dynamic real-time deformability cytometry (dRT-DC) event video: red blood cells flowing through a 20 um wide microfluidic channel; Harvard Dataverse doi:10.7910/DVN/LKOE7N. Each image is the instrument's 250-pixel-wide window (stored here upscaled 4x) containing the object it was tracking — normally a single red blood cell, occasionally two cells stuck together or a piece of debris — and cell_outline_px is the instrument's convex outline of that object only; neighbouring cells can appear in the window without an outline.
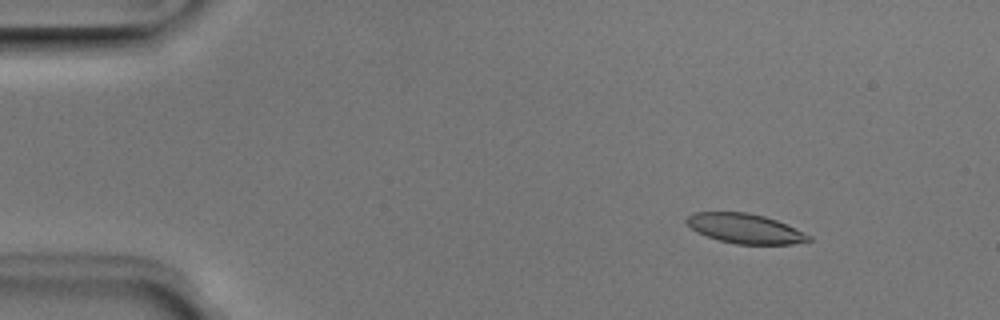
{"species": "Egyptian fruit bat (a non-hibernating species)", "species_latin": "Rousettus aegyptiacus", "temperature_condition": "room temperature", "stored_images_in_passage": 52, "camera_frame_rate_fps": 3000, "um_per_image_px": 0.085, "animal": {"sex": "male"}, "frame": {"image": 1, "passage_image": 7, "time_ms": 2.0, "image_size_px": [1000, 320], "cell_outline_px": [[812, 240], [792, 244], [736, 244], [720, 240], [696, 232], [684, 220], [692, 212], [748, 212], [764, 216], [776, 220], [812, 236]], "centroid_in_image_um": [63.31, 19.42], "position_along_channel_um": 21.7, "area_um2": 20.98}}
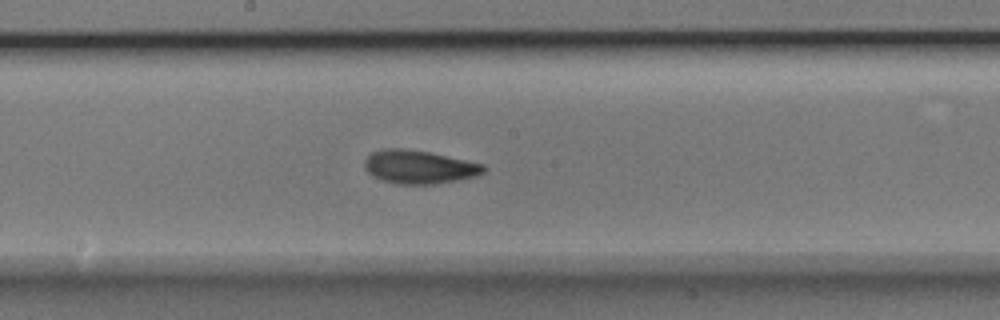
{"frame": {"image": 2, "passage_image": 28, "time_ms": 9.0, "image_size_px": [1000, 320], "cell_outline_px": [[488, 168], [484, 172], [476, 176], [456, 180], [432, 184], [396, 184], [384, 180], [368, 172], [364, 168], [364, 160], [372, 152], [384, 148], [404, 148], [428, 152], [484, 164]], "centroid_in_image_um": [35.63, 14.18], "position_along_channel_um": 212.6, "area_um2": 23.0}}
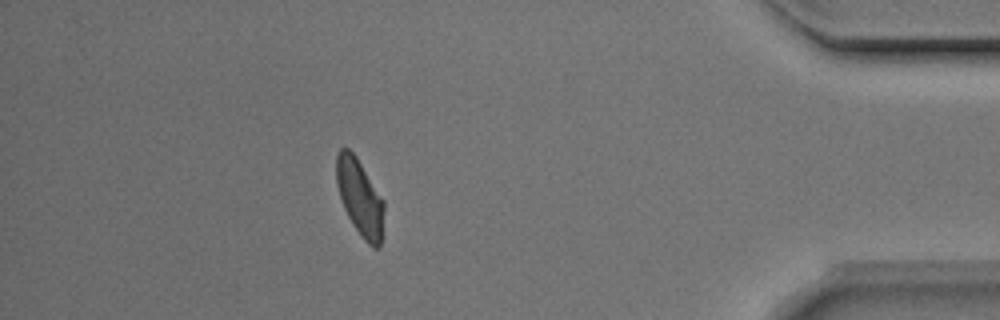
{"frame": {"image": 3, "passage_image": 46, "time_ms": 15.0, "image_size_px": [1000, 320], "cell_outline_px": [[384, 208], [380, 244], [376, 248], [372, 248], [364, 240], [348, 216], [344, 208], [336, 184], [336, 156], [340, 148], [348, 148], [356, 156], [384, 200]], "centroid_in_image_um": [30.58, 16.76], "position_along_channel_um": 404.6, "area_um2": 20.98}, "authors_computed_cell_mechanics": {"area_um2": 21.7328, "velocity_mm_per_s": 3.9474, "shape_relaxation_time_tau1_ms": 4.1959, "shape_relaxation_time_tau2_ms": 3.1534, "deformation_change_tau1": 0.1331, "deformation_change_tau2": 0.0862}}